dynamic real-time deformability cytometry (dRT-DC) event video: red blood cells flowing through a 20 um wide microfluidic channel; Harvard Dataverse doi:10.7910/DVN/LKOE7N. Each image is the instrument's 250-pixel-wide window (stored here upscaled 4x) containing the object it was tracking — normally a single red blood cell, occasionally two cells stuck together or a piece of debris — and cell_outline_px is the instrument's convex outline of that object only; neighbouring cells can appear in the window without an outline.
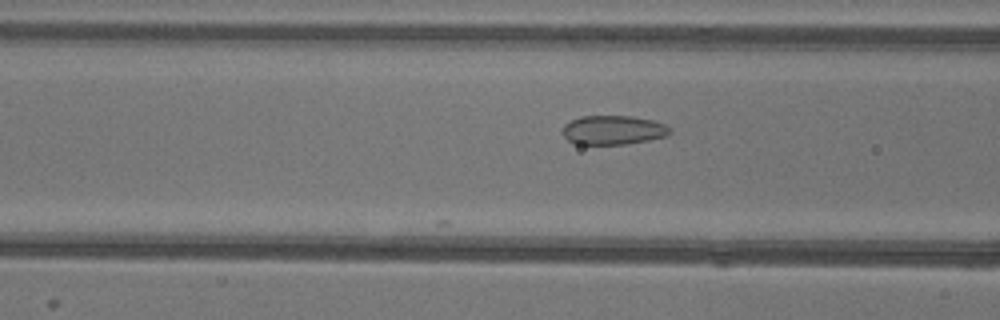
{"species": "common noctule bat (a hibernating species)", "species_latin": "Nyctalus noctula", "temperature_condition": "warm", "stored_images_in_passage": 13, "camera_frame_rate_fps": 3000, "um_per_image_px": 0.085, "animal": {"sex": "female"}, "frame": {"image": 1, "passage_image": 7, "time_ms": 2.0, "image_size_px": [1000, 320], "cell_outline_px": [[672, 132], [668, 136], [648, 140], [624, 144], [572, 144], [564, 136], [564, 124], [580, 116], [632, 116], [652, 120], [664, 124], [672, 128]], "centroid_in_image_um": [52.15, 11.05], "position_along_channel_um": 114.5, "area_um2": 18.26}}